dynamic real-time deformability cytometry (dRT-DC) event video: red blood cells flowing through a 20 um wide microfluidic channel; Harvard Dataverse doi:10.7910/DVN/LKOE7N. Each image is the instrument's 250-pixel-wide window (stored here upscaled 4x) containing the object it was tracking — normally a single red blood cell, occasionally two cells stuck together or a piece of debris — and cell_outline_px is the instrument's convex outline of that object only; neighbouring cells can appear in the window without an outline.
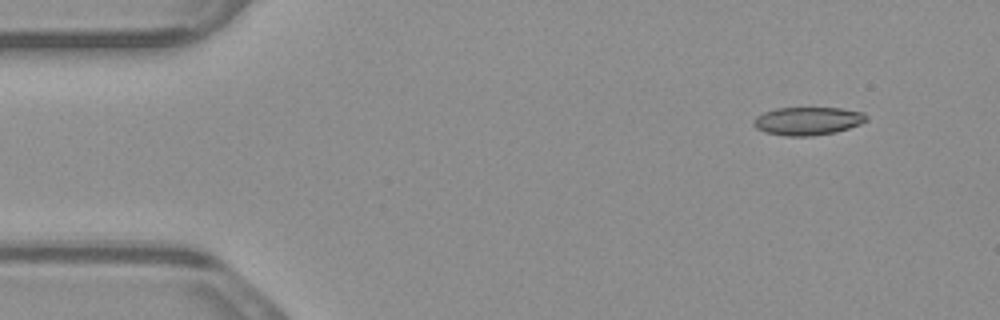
{"species": "common noctule bat (a hibernating species)", "species_latin": "Nyctalus noctula", "temperature_condition": "warm", "stored_images_in_passage": 49, "camera_frame_rate_fps": 3000, "um_per_image_px": 0.085, "animal": {"sex": "male", "body_mass_g": 23.1, "forearm_length_mm": 52.7}, "frame": {"image": 1, "passage_image": 1, "time_ms": 0.0, "image_size_px": [1000, 320], "cell_outline_px": [[868, 120], [860, 124], [836, 132], [812, 136], [784, 136], [764, 132], [756, 128], [752, 124], [752, 120], [756, 116], [764, 112], [776, 108], [840, 108], [864, 112], [868, 116]], "centroid_in_image_um": [68.64, 10.29], "position_along_channel_um": 16.4, "area_um2": 18.67}}
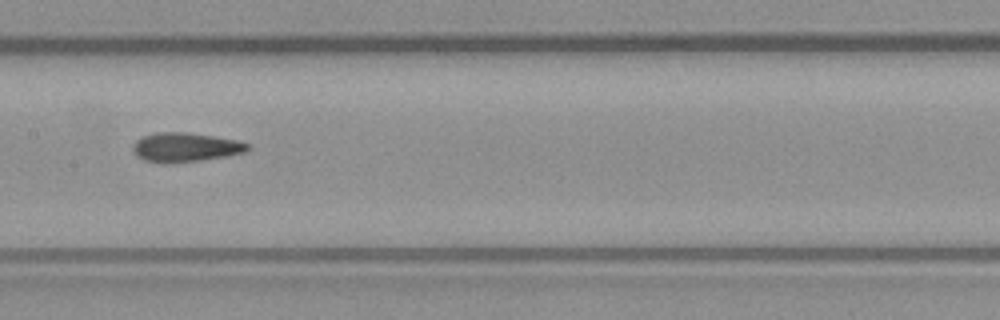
{"frame": {"image": 2, "passage_image": 22, "time_ms": 7.0, "image_size_px": [1000, 320], "cell_outline_px": [[252, 148], [244, 152], [224, 156], [200, 160], [164, 164], [144, 160], [136, 156], [132, 148], [136, 140], [144, 136], [156, 132], [188, 132], [236, 140], [248, 144]], "centroid_in_image_um": [15.72, 12.52], "position_along_channel_um": 191.7, "area_um2": 19.42}}
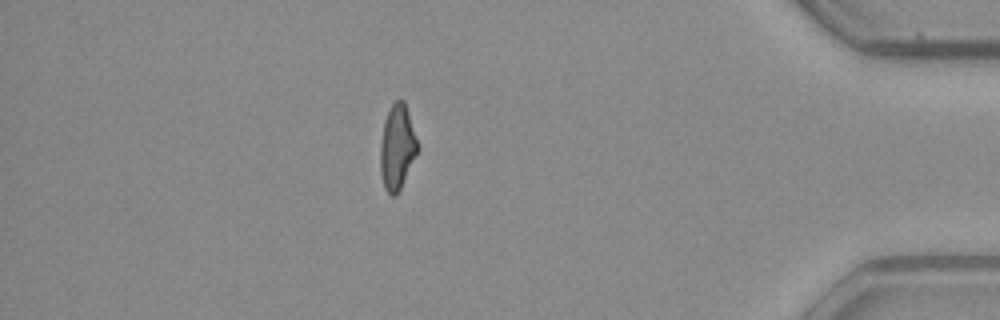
{"frame": {"image": 3, "passage_image": 42, "time_ms": 13.667, "image_size_px": [1000, 320], "cell_outline_px": [[420, 148], [396, 196], [392, 196], [384, 188], [380, 172], [380, 144], [384, 120], [392, 104], [396, 100], [404, 100]], "centroid_in_image_um": [33.76, 12.52], "position_along_channel_um": 401.4, "area_um2": 18.44}, "authors_computed_cell_mechanics": {"area_um2": 18.9006, "velocity_mm_per_s": 3.8802, "shape_relaxation_time_tau1_ms": 5.601, "shape_relaxation_time_tau2_ms": 2.9363, "deformation_change_tau1": 0.1706, "deformation_change_tau2": 0.1249}}